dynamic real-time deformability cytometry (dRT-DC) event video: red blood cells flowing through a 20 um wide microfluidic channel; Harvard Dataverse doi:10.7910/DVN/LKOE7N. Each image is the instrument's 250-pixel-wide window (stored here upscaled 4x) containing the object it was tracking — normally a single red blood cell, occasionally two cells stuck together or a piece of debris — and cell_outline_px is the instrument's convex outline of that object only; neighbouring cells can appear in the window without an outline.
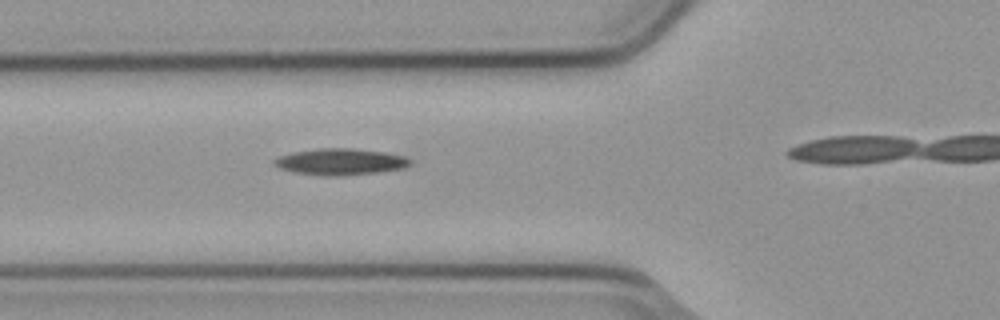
{"species": "common noctule bat (a hibernating species)", "species_latin": "Nyctalus noctula", "temperature_condition": "cold", "stored_images_in_passage": 3, "camera_frame_rate_fps": 3000, "um_per_image_px": 0.085, "animal": {"sex": "male", "body_mass_g": 23.1, "forearm_length_mm": 52.7}, "frame": {"image": 1, "passage_image": 3, "time_ms": 0.667, "image_size_px": [1000, 320], "cell_outline_px": [[412, 164], [404, 168], [376, 172], [340, 176], [320, 176], [292, 172], [280, 168], [272, 164], [272, 160], [280, 156], [292, 152], [320, 148], [352, 148], [384, 152], [408, 156], [412, 160]], "centroid_in_image_um": [28.94, 13.75], "position_along_channel_um": 96.9, "area_um2": 21.21}}